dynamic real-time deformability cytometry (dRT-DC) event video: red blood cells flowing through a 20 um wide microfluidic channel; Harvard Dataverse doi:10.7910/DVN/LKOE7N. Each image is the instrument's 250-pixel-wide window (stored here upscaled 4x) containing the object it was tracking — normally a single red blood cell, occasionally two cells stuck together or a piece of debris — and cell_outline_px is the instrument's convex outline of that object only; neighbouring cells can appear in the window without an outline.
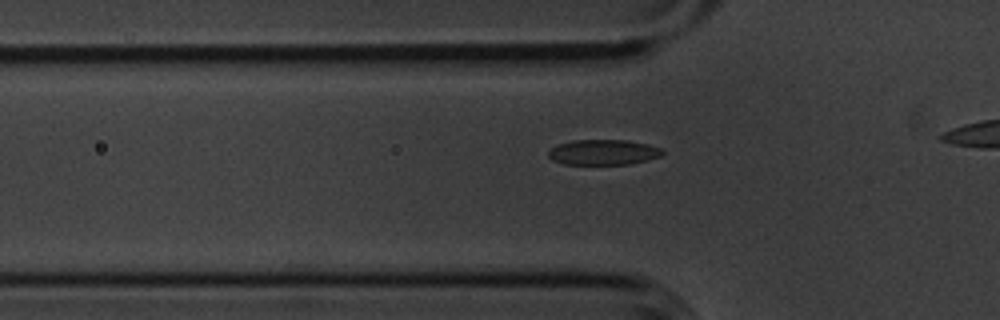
{"species": "common noctule bat (a hibernating species)", "species_latin": "Nyctalus noctula", "temperature_condition": "cold", "stored_images_in_passage": 32, "segment_of_instrument_passage": [1, 2], "camera_frame_rate_fps": 3000, "um_per_image_px": 0.085, "animal": {"sex": "male", "body_mass_g": 20.1, "forearm_length_mm": 53.5}, "frame": {"image": 1, "passage_image": 5, "time_ms": 1.333, "image_size_px": [1000, 320], "cell_outline_px": [[664, 152], [660, 156], [648, 160], [628, 164], [564, 164], [552, 160], [548, 156], [548, 152], [552, 148], [560, 144], [572, 140], [628, 140], [648, 144], [660, 148]], "centroid_in_image_um": [51.29, 12.94], "position_along_channel_um": 74.5, "area_um2": 16.76}}
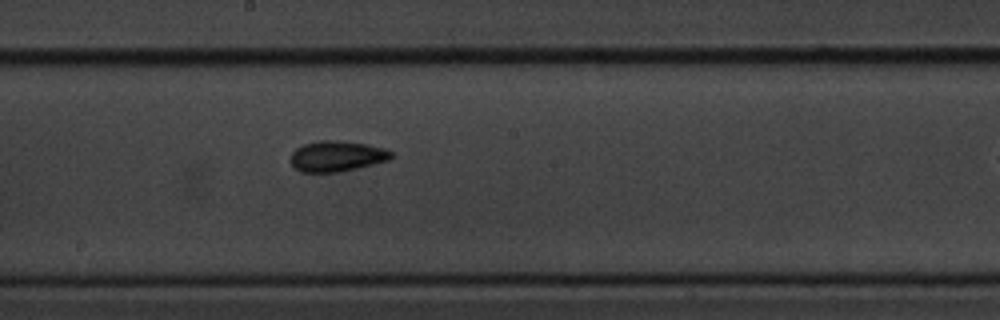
{"frame": {"image": 2, "passage_image": 17, "time_ms": 5.333, "image_size_px": [1000, 320], "cell_outline_px": [[396, 156], [388, 160], [340, 172], [300, 172], [288, 160], [292, 152], [296, 148], [304, 144], [320, 140], [336, 140], [368, 144], [384, 148], [392, 152]], "centroid_in_image_um": [28.62, 13.27], "position_along_channel_um": 219.6, "area_um2": 18.09}}
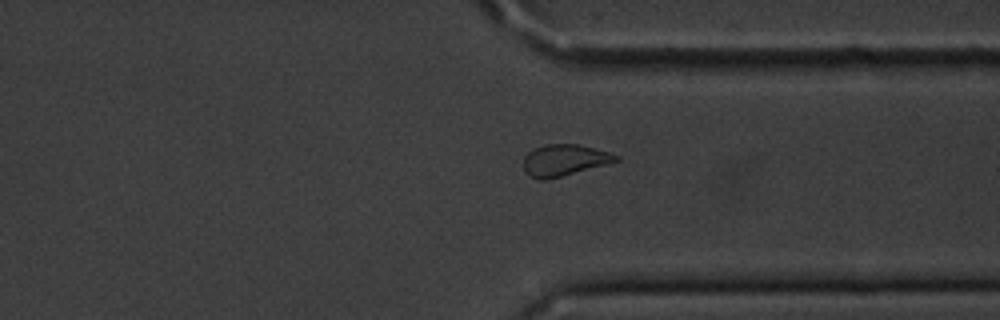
{"frame": {"image": 3, "passage_image": 29, "time_ms": 9.333, "image_size_px": [1000, 320], "cell_outline_px": [[620, 160], [548, 180], [536, 180], [528, 176], [524, 172], [524, 156], [532, 148], [544, 144], [580, 144], [608, 152], [620, 156]], "centroid_in_image_um": [47.91, 13.62], "position_along_channel_um": 363.5, "area_um2": 17.17}}